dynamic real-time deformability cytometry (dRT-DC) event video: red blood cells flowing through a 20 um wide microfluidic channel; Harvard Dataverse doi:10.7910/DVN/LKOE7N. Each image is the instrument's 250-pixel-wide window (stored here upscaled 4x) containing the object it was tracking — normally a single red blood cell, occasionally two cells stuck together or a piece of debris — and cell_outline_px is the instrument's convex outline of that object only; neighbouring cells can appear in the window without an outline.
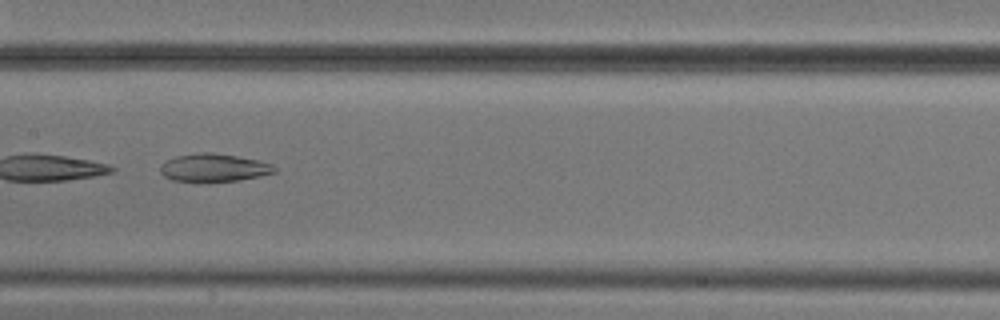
{"species": "common noctule bat (a hibernating species)", "species_latin": "Nyctalus noctula", "temperature_condition": "cold", "stored_images_in_passage": 6, "camera_frame_rate_fps": 3000, "um_per_image_px": 0.085, "animal": {"sex": "male", "body_mass_g": 20.5, "forearm_length_mm": 52.5}, "frame": {"image": 1, "passage_image": 5, "time_ms": 4.667, "image_size_px": [1000, 320], "cell_outline_px": [[276, 172], [260, 176], [236, 180], [200, 184], [172, 180], [164, 176], [160, 172], [160, 168], [168, 160], [176, 156], [200, 152], [212, 152], [260, 160], [272, 164], [276, 168]], "centroid_in_image_um": [18.17, 14.28], "position_along_channel_um": 189.2, "area_um2": 19.02}}
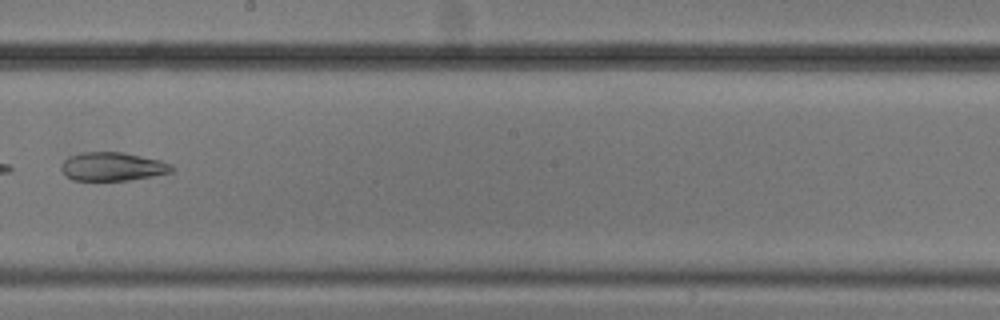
{"frame": {"image": 2, "passage_image": 6, "time_ms": 6.0, "image_size_px": [1000, 320], "cell_outline_px": [[176, 168], [172, 172], [132, 180], [72, 180], [64, 176], [60, 168], [60, 164], [68, 156], [80, 152], [120, 152], [160, 160], [172, 164]], "centroid_in_image_um": [9.53, 14.16], "position_along_channel_um": 238.7, "area_um2": 18.61}}